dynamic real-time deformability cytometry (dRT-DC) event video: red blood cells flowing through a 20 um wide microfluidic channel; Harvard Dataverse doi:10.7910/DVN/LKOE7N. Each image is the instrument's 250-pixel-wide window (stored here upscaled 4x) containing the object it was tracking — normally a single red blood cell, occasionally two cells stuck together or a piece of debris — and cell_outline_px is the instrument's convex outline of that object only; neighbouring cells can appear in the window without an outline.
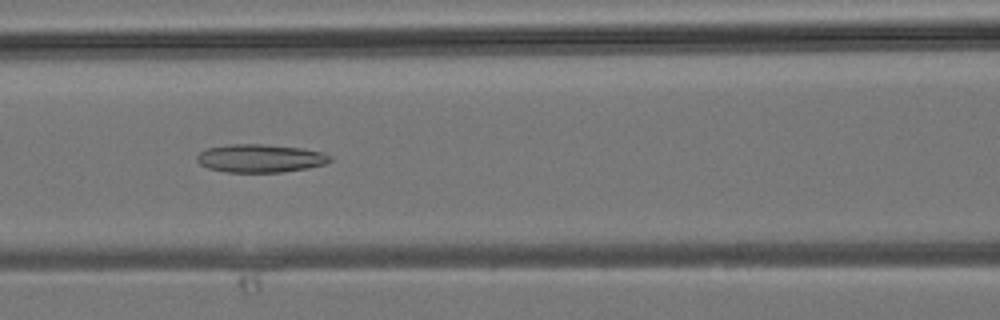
{"species": "common noctule bat (a hibernating species)", "species_latin": "Nyctalus noctula", "temperature_condition": "room temperature", "stored_images_in_passage": 36, "camera_frame_rate_fps": 3000, "um_per_image_px": 0.085, "animal": {"sex": "male", "body_mass_g": 19.2, "forearm_length_mm": 51.8}, "frame": {"image": 1, "passage_image": 16, "time_ms": 5.0, "image_size_px": [1000, 320], "cell_outline_px": [[332, 160], [324, 164], [308, 168], [284, 172], [228, 172], [208, 168], [200, 164], [196, 160], [196, 156], [200, 152], [208, 148], [228, 144], [264, 144], [300, 148], [324, 152], [332, 156]], "centroid_in_image_um": [22.13, 13.45], "position_along_channel_um": 144.5, "area_um2": 21.91}}
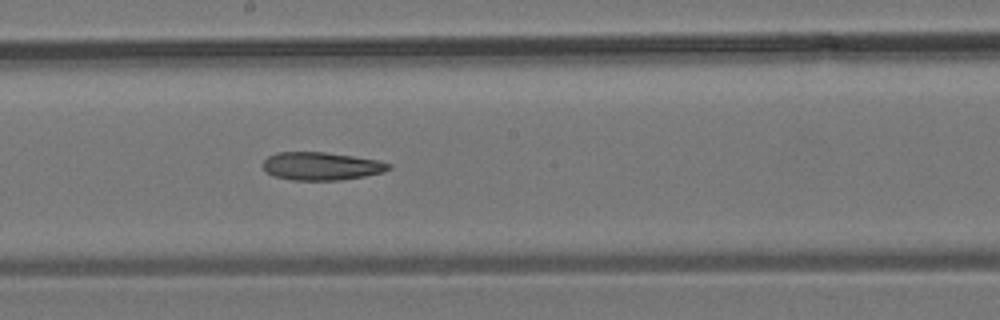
{"frame": {"image": 2, "passage_image": 20, "time_ms": 6.333, "image_size_px": [1000, 320], "cell_outline_px": [[392, 168], [384, 172], [364, 176], [340, 180], [292, 180], [272, 176], [264, 168], [264, 160], [268, 156], [276, 152], [324, 152], [380, 160], [392, 164]], "centroid_in_image_um": [27.34, 14.12], "position_along_channel_um": 220.9, "area_um2": 20.58}}
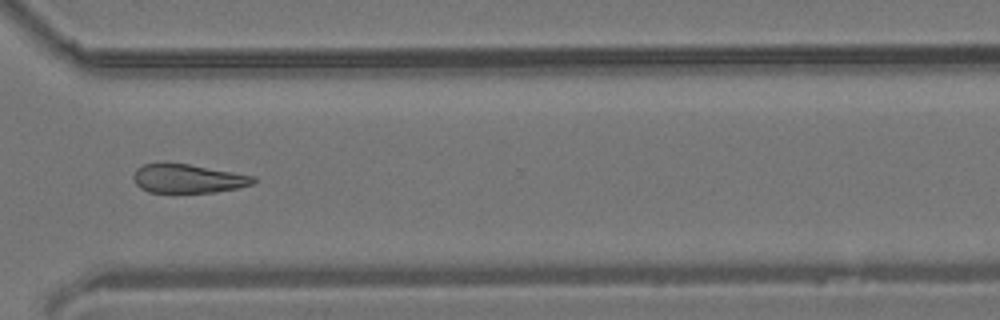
{"frame": {"image": 3, "passage_image": 27, "time_ms": 8.667, "image_size_px": [1000, 320], "cell_outline_px": [[256, 180], [252, 184], [236, 188], [212, 192], [148, 192], [140, 188], [136, 184], [132, 176], [136, 168], [144, 164], [188, 164], [256, 176]], "centroid_in_image_um": [15.96, 15.18], "position_along_channel_um": 354.6, "area_um2": 19.83}}